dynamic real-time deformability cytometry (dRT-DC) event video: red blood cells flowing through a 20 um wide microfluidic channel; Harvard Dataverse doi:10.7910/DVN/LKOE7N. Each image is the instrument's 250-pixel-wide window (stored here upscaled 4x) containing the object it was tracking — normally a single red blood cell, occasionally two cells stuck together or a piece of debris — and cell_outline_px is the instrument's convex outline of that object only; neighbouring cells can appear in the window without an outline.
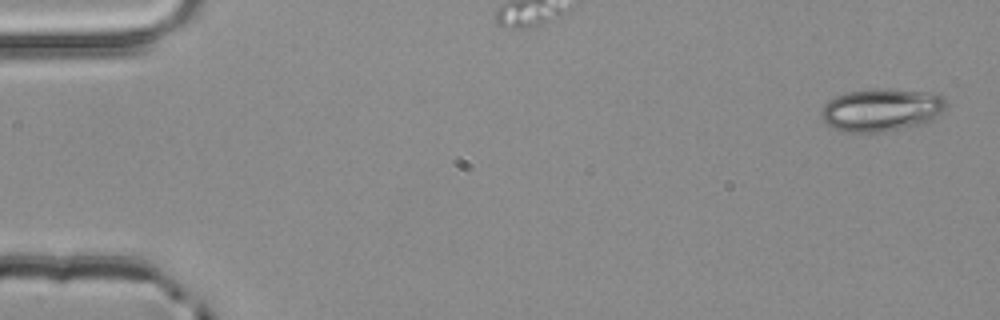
{"species": "common noctule bat (a hibernating species)", "species_latin": "Nyctalus noctula", "temperature_condition": "room temperature", "stored_images_in_passage": 4, "camera_frame_rate_fps": 3000, "um_per_image_px": 0.085, "animal": {"sex": "male", "body_mass_g": 20.4}, "frame": {"image": 1, "passage_image": 1, "time_ms": 0.0, "image_size_px": [1000, 320], "cell_outline_px": [[948, 104], [932, 120], [924, 124], [884, 132], [844, 132], [828, 124], [820, 116], [820, 108], [828, 100], [836, 96], [848, 92], [876, 88], [928, 92], [944, 96], [948, 100]], "centroid_in_image_um": [74.93, 9.34], "position_along_channel_um": 10.1, "area_um2": 31.33}}